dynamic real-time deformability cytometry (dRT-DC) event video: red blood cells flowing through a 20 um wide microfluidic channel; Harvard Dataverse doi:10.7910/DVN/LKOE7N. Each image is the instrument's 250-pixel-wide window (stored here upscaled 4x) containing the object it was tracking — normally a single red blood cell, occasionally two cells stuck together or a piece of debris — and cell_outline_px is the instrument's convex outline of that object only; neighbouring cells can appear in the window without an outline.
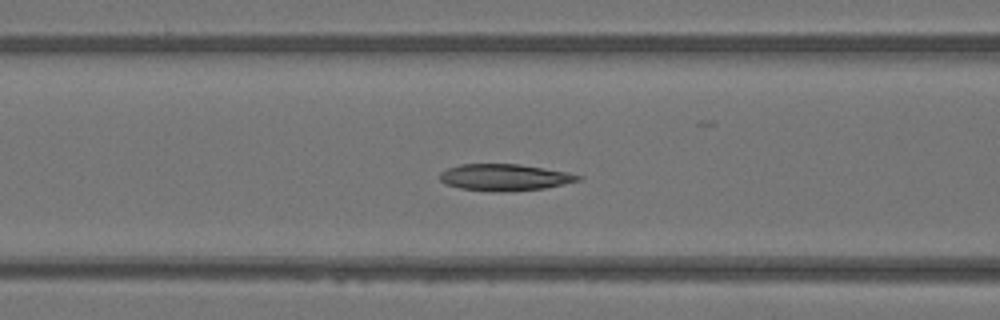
{"species": "Egyptian fruit bat (a non-hibernating species)", "species_latin": "Rousettus aegyptiacus", "temperature_condition": "warm", "stored_images_in_passage": 38, "camera_frame_rate_fps": 3000, "um_per_image_px": 0.085, "animal": {"sex": "female"}, "frame": {"image": 1, "passage_image": 8, "time_ms": 2.333, "image_size_px": [1000, 320], "cell_outline_px": [[584, 176], [580, 180], [564, 184], [544, 188], [504, 192], [460, 188], [444, 184], [440, 180], [440, 172], [448, 168], [460, 164], [520, 164], [568, 172]], "centroid_in_image_um": [42.9, 15.07], "position_along_channel_um": 123.7, "area_um2": 21.44}}
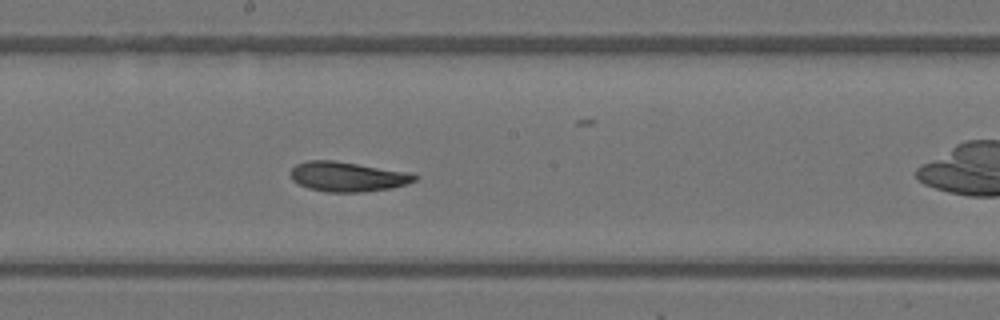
{"frame": {"image": 2, "passage_image": 15, "time_ms": 4.667, "image_size_px": [1000, 320], "cell_outline_px": [[420, 176], [416, 180], [392, 188], [364, 192], [328, 192], [308, 188], [292, 180], [292, 168], [296, 164], [308, 160], [332, 160], [404, 172]], "centroid_in_image_um": [29.51, 15.02], "position_along_channel_um": 218.7, "area_um2": 21.1}}
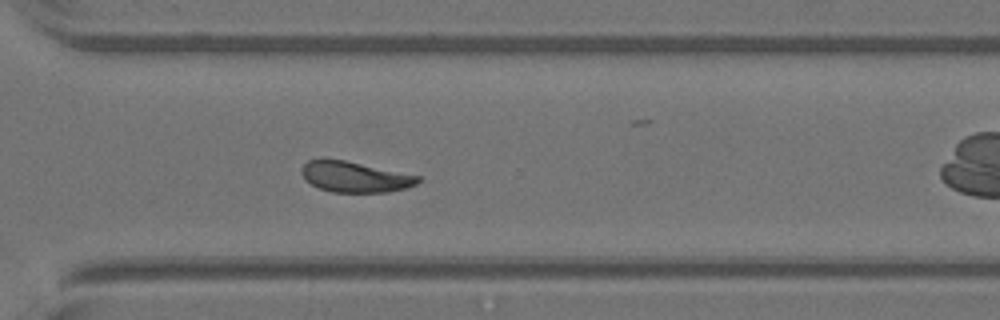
{"frame": {"image": 3, "passage_image": 24, "time_ms": 7.667, "image_size_px": [1000, 320], "cell_outline_px": [[420, 180], [416, 184], [404, 188], [388, 192], [332, 192], [320, 188], [304, 180], [300, 172], [300, 168], [308, 160], [324, 156], [344, 160], [420, 176]], "centroid_in_image_um": [30.07, 15.0], "position_along_channel_um": 340.5, "area_um2": 21.04}, "authors_computed_cell_mechanics": {"area_um2": 21.4438, "velocity_mm_per_s": 4.0825, "shape_relaxation_time_tau1_ms": 3.572, "shape_relaxation_time_tau2_ms": 2.356, "deformation_change_tau1": 0.1128, "deformation_change_tau2": 0.0707}}